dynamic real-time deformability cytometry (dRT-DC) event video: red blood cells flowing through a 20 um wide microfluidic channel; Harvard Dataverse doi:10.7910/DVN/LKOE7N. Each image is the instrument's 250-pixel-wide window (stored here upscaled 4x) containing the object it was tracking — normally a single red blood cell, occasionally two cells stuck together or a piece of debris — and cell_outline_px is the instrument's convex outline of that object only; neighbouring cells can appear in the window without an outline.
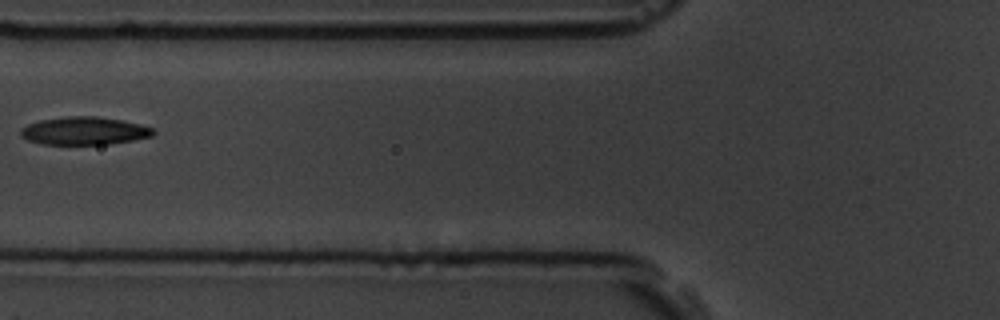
{"species": "common noctule bat (a hibernating species)", "species_latin": "Nyctalus noctula", "temperature_condition": "room temperature", "stored_images_in_passage": 6, "camera_frame_rate_fps": 3000, "um_per_image_px": 0.085, "animal": {"sex": "male", "body_mass_g": 19.5, "forearm_length_mm": 54.6}, "frame": {"image": 1, "passage_image": 6, "time_ms": 6.333, "image_size_px": [1000, 320], "cell_outline_px": [[156, 132], [152, 136], [132, 140], [108, 144], [44, 144], [28, 140], [20, 136], [20, 128], [28, 124], [40, 120], [64, 116], [96, 116], [120, 120], [140, 124], [152, 128]], "centroid_in_image_um": [7.13, 11.12], "position_along_channel_um": 118.7, "area_um2": 21.5}}